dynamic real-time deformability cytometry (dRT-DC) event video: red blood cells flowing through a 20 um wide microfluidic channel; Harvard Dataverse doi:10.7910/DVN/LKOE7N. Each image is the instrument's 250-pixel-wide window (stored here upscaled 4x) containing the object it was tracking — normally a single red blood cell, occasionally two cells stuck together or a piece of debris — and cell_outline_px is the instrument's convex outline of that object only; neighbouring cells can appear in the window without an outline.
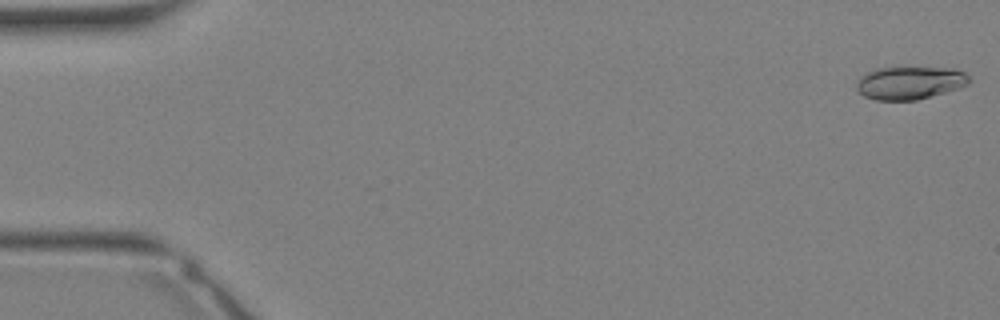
{"species": "Egyptian fruit bat (a non-hibernating species)", "species_latin": "Rousettus aegyptiacus", "temperature_condition": "warm", "stored_images_in_passage": 13, "camera_frame_rate_fps": 3000, "um_per_image_px": 0.085, "animal": {"sex": "female"}, "frame": {"image": 1, "passage_image": 1, "time_ms": 0.0, "image_size_px": [1000, 320], "cell_outline_px": [[972, 80], [968, 84], [944, 92], [916, 100], [876, 100], [864, 96], [856, 88], [856, 84], [860, 76], [876, 68], [952, 68], [964, 72]], "centroid_in_image_um": [77.32, 7.04], "position_along_channel_um": 7.7, "area_um2": 21.33}}
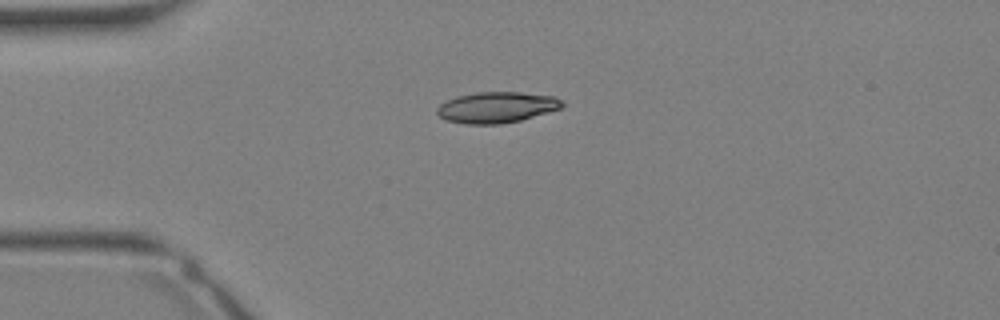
{"frame": {"image": 2, "passage_image": 9, "time_ms": 2.667, "image_size_px": [1000, 320], "cell_outline_px": [[564, 104], [560, 108], [548, 112], [520, 120], [500, 124], [468, 124], [448, 120], [440, 116], [436, 112], [436, 108], [440, 104], [456, 96], [476, 92], [520, 92], [556, 96], [564, 100]], "centroid_in_image_um": [42.24, 9.11], "position_along_channel_um": 42.8, "area_um2": 22.54}}
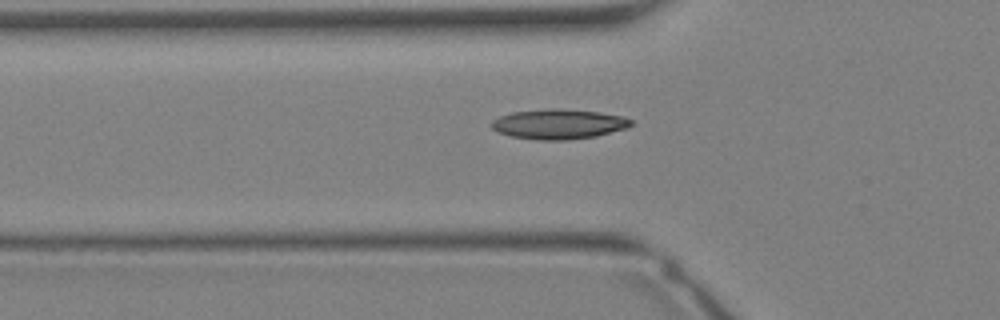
{"frame": {"image": 3, "passage_image": 12, "time_ms": 3.667, "image_size_px": [1000, 320], "cell_outline_px": [[636, 124], [628, 128], [596, 136], [568, 140], [540, 140], [512, 136], [500, 132], [492, 128], [492, 120], [500, 116], [512, 112], [548, 108], [556, 108], [600, 112], [624, 116], [632, 120]], "centroid_in_image_um": [47.56, 10.54], "position_along_channel_um": 78.2, "area_um2": 24.45}}